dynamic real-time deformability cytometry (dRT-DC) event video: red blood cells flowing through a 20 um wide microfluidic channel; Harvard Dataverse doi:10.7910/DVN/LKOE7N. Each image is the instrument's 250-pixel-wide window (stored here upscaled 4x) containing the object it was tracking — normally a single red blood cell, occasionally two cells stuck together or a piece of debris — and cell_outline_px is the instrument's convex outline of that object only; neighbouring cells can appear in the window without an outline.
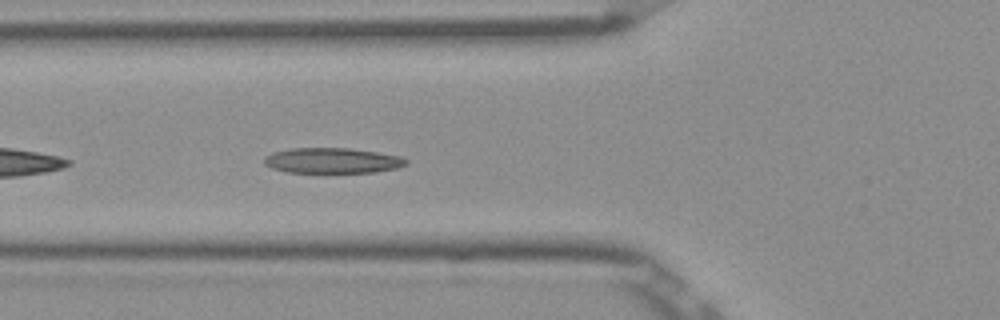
{"species": "Egyptian fruit bat (a non-hibernating species)", "species_latin": "Rousettus aegyptiacus", "temperature_condition": "room temperature", "stored_images_in_passage": 30, "camera_frame_rate_fps": 3000, "um_per_image_px": 0.085, "frame": {"image": 1, "passage_image": 5, "time_ms": 1.333, "image_size_px": [1000, 320], "cell_outline_px": [[408, 164], [396, 168], [376, 172], [288, 172], [272, 168], [264, 164], [264, 156], [272, 152], [292, 148], [348, 148], [376, 152], [400, 156], [408, 160]], "centroid_in_image_um": [28.24, 13.64], "position_along_channel_um": 97.6, "area_um2": 20.92}}
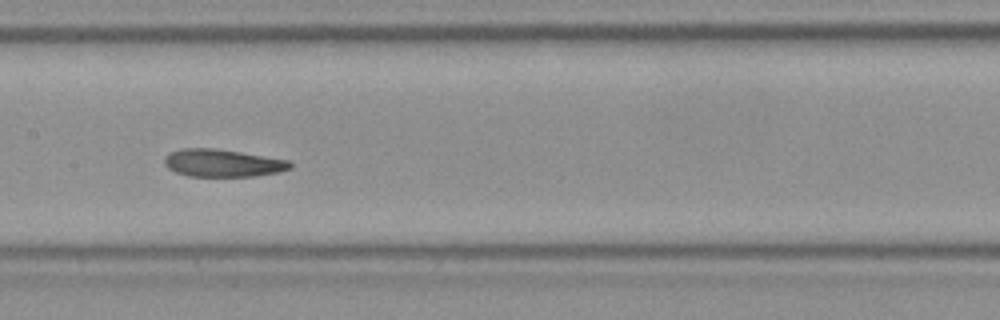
{"frame": {"image": 2, "passage_image": 12, "time_ms": 3.667, "image_size_px": [1000, 320], "cell_outline_px": [[292, 168], [276, 172], [252, 176], [188, 176], [176, 172], [168, 168], [164, 164], [164, 160], [172, 152], [184, 148], [216, 148], [288, 160], [292, 164]], "centroid_in_image_um": [18.92, 13.86], "position_along_channel_um": 188.5, "area_um2": 19.88}}
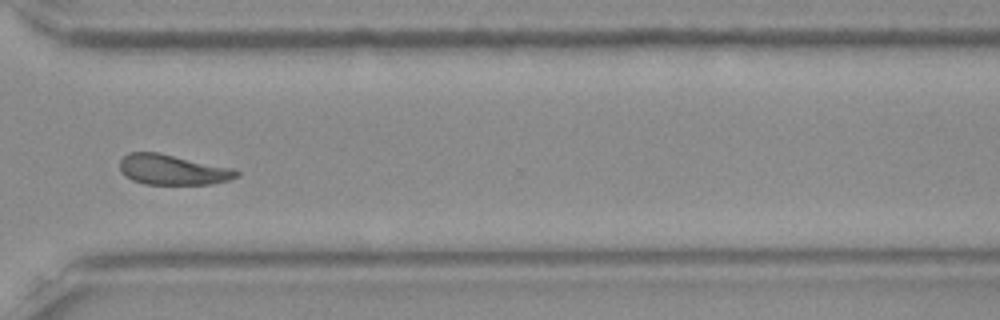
{"frame": {"image": 3, "passage_image": 25, "time_ms": 8.0, "image_size_px": [1000, 320], "cell_outline_px": [[240, 176], [228, 180], [208, 184], [144, 184], [132, 180], [120, 172], [120, 160], [128, 152], [156, 152], [236, 168], [240, 172]], "centroid_in_image_um": [14.7, 14.42], "position_along_channel_um": 355.9, "area_um2": 20.69}, "authors_computed_cell_mechanics": {"area_um2": 20.8947, "velocity_mm_per_s": 3.8675, "shape_relaxation_time_tau1_ms": 4.2019, "shape_relaxation_time_tau2_ms": 2.2486, "deformation_change_tau1": 0.1508, "deformation_change_tau2": 0.0845}}